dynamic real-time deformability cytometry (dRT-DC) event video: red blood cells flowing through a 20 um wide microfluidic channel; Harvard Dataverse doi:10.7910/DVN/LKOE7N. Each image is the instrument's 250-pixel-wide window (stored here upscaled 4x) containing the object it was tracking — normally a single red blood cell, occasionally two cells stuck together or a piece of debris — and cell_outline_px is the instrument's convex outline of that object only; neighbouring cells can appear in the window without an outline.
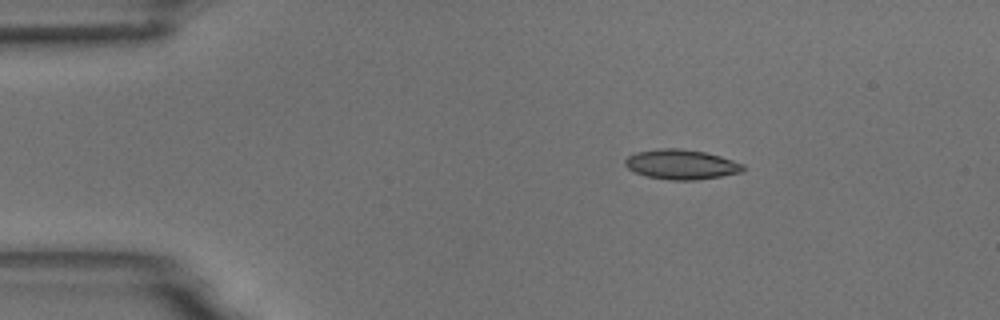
{"species": "common noctule bat (a hibernating species)", "species_latin": "Nyctalus noctula", "temperature_condition": "room temperature", "stored_images_in_passage": 2, "camera_frame_rate_fps": 3000, "um_per_image_px": 0.085, "animal": {"sex": "male", "body_mass_g": 18.8}, "frame": {"image": 1, "passage_image": 1, "time_ms": 0.0, "image_size_px": [1000, 320], "cell_outline_px": [[744, 172], [696, 180], [668, 180], [648, 176], [636, 172], [628, 168], [624, 164], [624, 160], [628, 156], [636, 152], [660, 148], [680, 148], [704, 152], [720, 156], [744, 164]], "centroid_in_image_um": [57.91, 13.97], "position_along_channel_um": 27.1, "area_um2": 20.46}}